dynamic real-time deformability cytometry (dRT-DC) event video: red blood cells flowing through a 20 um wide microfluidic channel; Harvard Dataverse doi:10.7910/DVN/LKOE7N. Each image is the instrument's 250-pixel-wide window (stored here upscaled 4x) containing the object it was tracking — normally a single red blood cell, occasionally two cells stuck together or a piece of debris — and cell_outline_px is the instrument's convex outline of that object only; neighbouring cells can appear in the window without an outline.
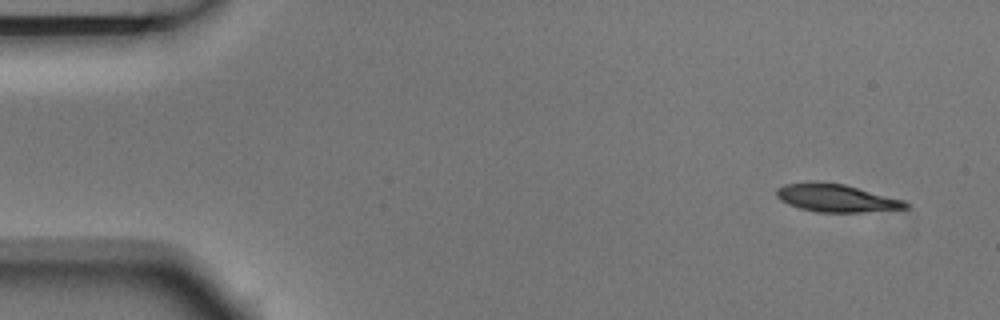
{"species": "Egyptian fruit bat (a non-hibernating species)", "species_latin": "Rousettus aegyptiacus", "temperature_condition": "room temperature", "stored_images_in_passage": 2, "camera_frame_rate_fps": 3000, "um_per_image_px": 0.085, "animal": {"sex": "male"}, "frame": {"image": 1, "passage_image": 1, "time_ms": 0.0, "image_size_px": [1000, 320], "cell_outline_px": [[908, 208], [860, 212], [816, 212], [800, 208], [788, 204], [780, 200], [776, 196], [776, 188], [784, 184], [844, 184], [904, 200], [908, 204]], "centroid_in_image_um": [71.09, 16.87], "position_along_channel_um": 13.9, "area_um2": 20.17}}